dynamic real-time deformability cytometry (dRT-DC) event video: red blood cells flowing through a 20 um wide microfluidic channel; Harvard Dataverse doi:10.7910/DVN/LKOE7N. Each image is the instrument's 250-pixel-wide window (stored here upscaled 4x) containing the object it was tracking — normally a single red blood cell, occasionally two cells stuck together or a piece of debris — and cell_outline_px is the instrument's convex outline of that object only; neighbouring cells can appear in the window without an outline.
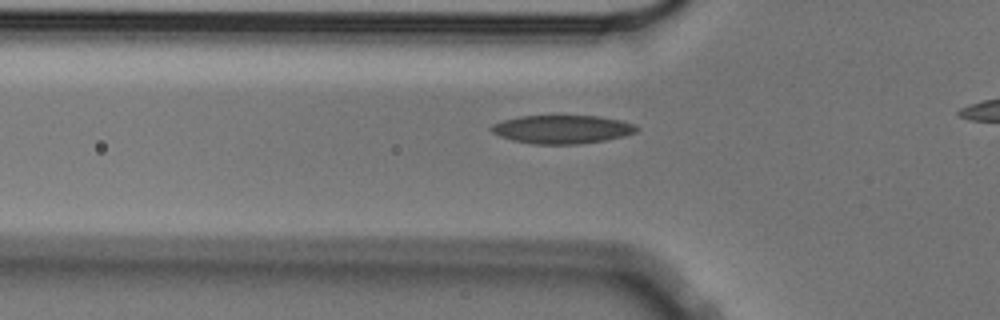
{"species": "Egyptian fruit bat (a non-hibernating species)", "species_latin": "Rousettus aegyptiacus", "temperature_condition": "cold", "stored_images_in_passage": 35, "camera_frame_rate_fps": 3000, "um_per_image_px": 0.085, "animal": {"sex": "male"}, "frame": {"image": 1, "passage_image": 5, "time_ms": 1.333, "image_size_px": [1000, 320], "cell_outline_px": [[640, 128], [636, 132], [624, 136], [604, 140], [580, 144], [532, 144], [512, 140], [500, 136], [492, 132], [488, 128], [492, 124], [500, 120], [520, 116], [600, 116], [620, 120], [636, 124]], "centroid_in_image_um": [47.77, 10.99], "position_along_channel_um": 78.0, "area_um2": 24.28}}
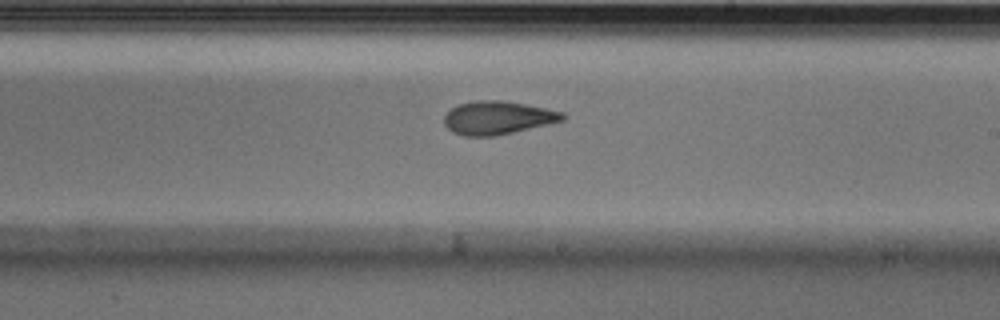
{"frame": {"image": 2, "passage_image": 19, "time_ms": 6.0, "image_size_px": [1000, 320], "cell_outline_px": [[568, 116], [564, 120], [512, 132], [492, 136], [464, 136], [452, 132], [444, 124], [444, 116], [452, 108], [460, 104], [476, 100], [504, 100], [564, 112]], "centroid_in_image_um": [42.3, 10.0], "position_along_channel_um": 246.7, "area_um2": 22.77}}
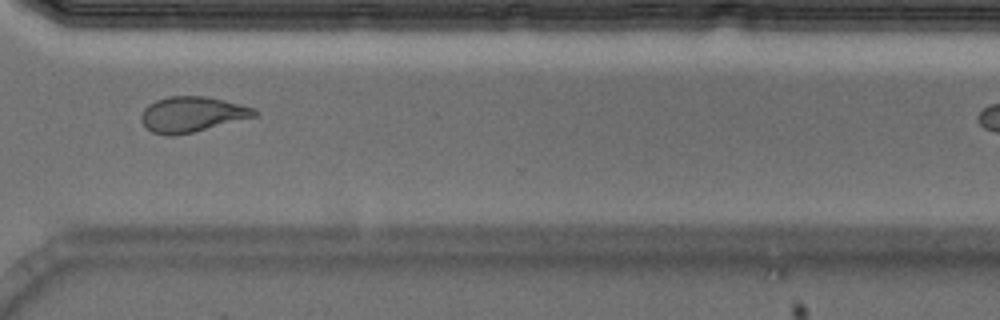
{"frame": {"image": 3, "passage_image": 28, "time_ms": 9.0, "image_size_px": [1000, 320], "cell_outline_px": [[260, 112], [256, 116], [192, 132], [172, 136], [164, 136], [152, 132], [140, 120], [140, 116], [144, 108], [148, 104], [156, 100], [172, 96], [204, 96], [224, 100], [240, 104], [252, 108]], "centroid_in_image_um": [16.28, 9.72], "position_along_channel_um": 354.3, "area_um2": 23.18}, "authors_computed_cell_mechanics": {"area_um2": 23.12, "velocity_mm_per_s": 3.5944, "shape_relaxation_time_tau1_ms": 8.6129, "shape_relaxation_time_tau2_ms": 3.2492, "deformation_change_tau1": 0.2165, "deformation_change_tau2": 0.0793}}